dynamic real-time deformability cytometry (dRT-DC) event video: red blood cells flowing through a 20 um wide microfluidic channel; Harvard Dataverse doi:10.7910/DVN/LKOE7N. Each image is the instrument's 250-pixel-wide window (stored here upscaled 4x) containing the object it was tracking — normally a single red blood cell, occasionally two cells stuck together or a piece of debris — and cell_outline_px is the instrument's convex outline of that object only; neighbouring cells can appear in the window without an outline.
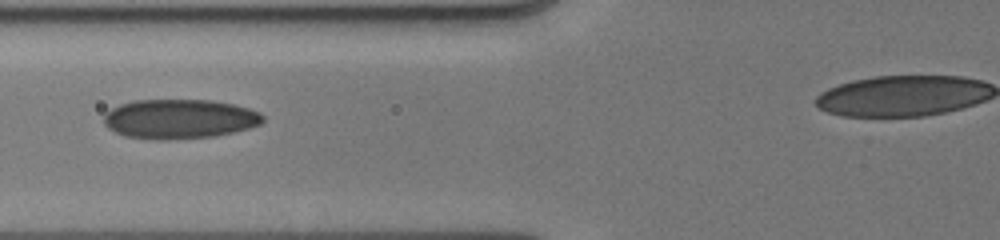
{"species": "human", "species_latin": "Homo sapiens", "temperature_condition": "cold", "stored_images_in_passage": 8, "camera_frame_rate_fps": 3000, "um_per_image_px": 0.085, "donor": {"sex": "male"}, "frame": {"image": 1, "passage_image": 7, "time_ms": 4.667, "image_size_px": [1000, 240], "cell_outline_px": [[264, 120], [260, 124], [248, 128], [216, 136], [168, 140], [156, 140], [124, 136], [108, 128], [104, 124], [104, 112], [120, 104], [132, 100], [212, 100], [232, 104], [248, 108], [260, 112], [264, 116]], "centroid_in_image_um": [15.23, 10.11], "position_along_channel_um": 110.6, "area_um2": 36.82}}